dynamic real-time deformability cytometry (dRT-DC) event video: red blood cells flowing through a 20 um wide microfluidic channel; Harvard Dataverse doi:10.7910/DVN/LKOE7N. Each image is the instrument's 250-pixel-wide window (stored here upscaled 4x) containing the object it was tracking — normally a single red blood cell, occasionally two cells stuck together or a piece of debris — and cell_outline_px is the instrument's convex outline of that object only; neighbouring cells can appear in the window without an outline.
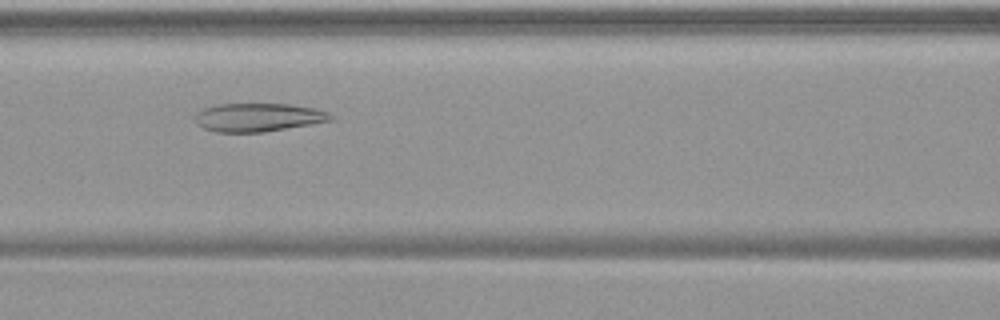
{"species": "common noctule bat (a hibernating species)", "species_latin": "Nyctalus noctula", "temperature_condition": "warm", "stored_images_in_passage": 47, "segment_of_instrument_passage": [1, 2], "camera_frame_rate_fps": 3000, "um_per_image_px": 0.085, "animal": {"sex": "female", "body_mass_g": 19.9}, "frame": {"image": 1, "passage_image": 20, "time_ms": 6.333, "image_size_px": [1000, 320], "cell_outline_px": [[336, 120], [264, 132], [216, 132], [204, 128], [196, 124], [192, 116], [200, 108], [216, 104], [288, 104], [316, 108], [328, 112]], "centroid_in_image_um": [21.91, 9.97], "position_along_channel_um": 144.7, "area_um2": 22.83}}
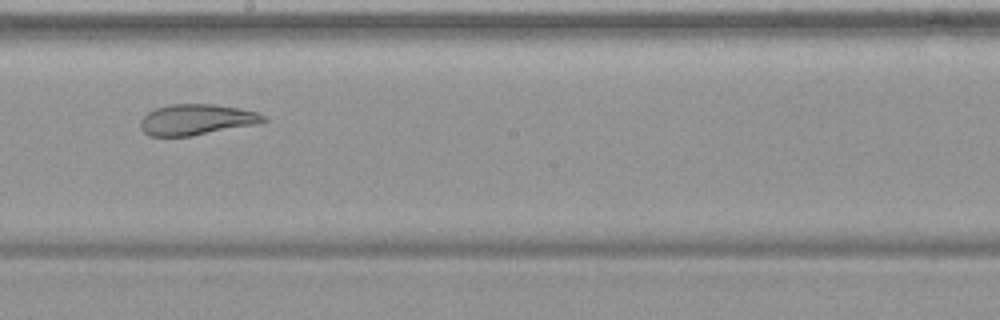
{"frame": {"image": 2, "passage_image": 27, "time_ms": 8.667, "image_size_px": [1000, 320], "cell_outline_px": [[268, 120], [256, 124], [192, 136], [148, 136], [140, 128], [140, 120], [148, 112], [156, 108], [172, 104], [212, 104], [236, 108], [256, 112], [264, 116]], "centroid_in_image_um": [16.66, 10.18], "position_along_channel_um": 231.5, "area_um2": 21.91}}
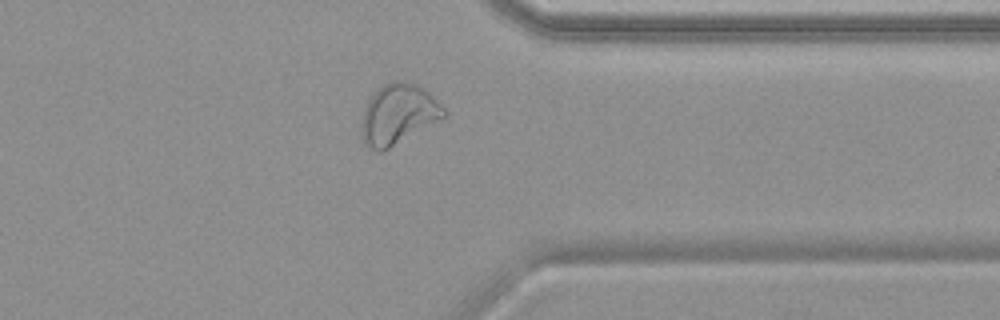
{"frame": {"image": 3, "passage_image": 39, "time_ms": 12.667, "image_size_px": [1000, 320], "cell_outline_px": [[448, 112], [444, 116], [384, 152], [376, 152], [364, 144], [360, 136], [360, 128], [364, 108], [368, 100], [384, 84], [396, 80], [404, 80], [416, 84], [428, 92]], "centroid_in_image_um": [33.79, 9.74], "position_along_channel_um": 377.6, "area_um2": 28.78}}